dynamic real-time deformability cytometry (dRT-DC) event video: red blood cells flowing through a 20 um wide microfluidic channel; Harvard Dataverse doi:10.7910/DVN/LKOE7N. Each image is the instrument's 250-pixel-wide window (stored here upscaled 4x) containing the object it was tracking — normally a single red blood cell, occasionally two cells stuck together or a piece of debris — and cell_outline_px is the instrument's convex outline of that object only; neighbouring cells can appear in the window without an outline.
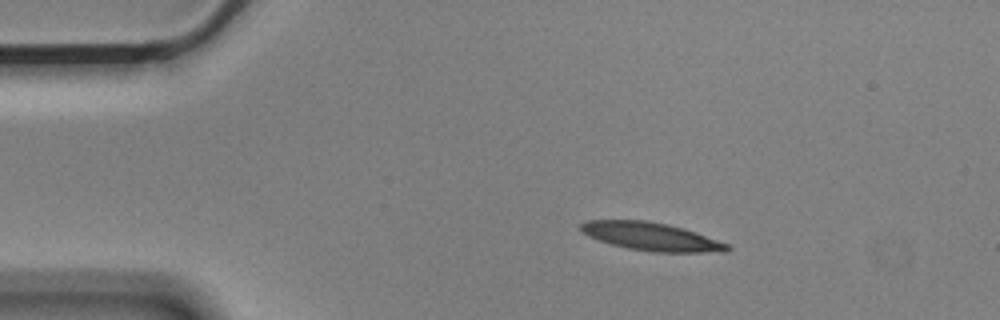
{"species": "Egyptian fruit bat (a non-hibernating species)", "species_latin": "Rousettus aegyptiacus", "temperature_condition": "cold", "stored_images_in_passage": 4, "camera_frame_rate_fps": 3000, "um_per_image_px": 0.085, "animal": {"sex": "male"}, "frame": {"image": 1, "passage_image": 1, "time_ms": 0.0, "image_size_px": [1000, 320], "cell_outline_px": [[732, 248], [724, 252], [652, 252], [628, 248], [612, 244], [588, 236], [580, 232], [580, 224], [588, 220], [644, 220], [668, 224], [684, 228], [696, 232], [728, 244]], "centroid_in_image_um": [55.35, 20.1], "position_along_channel_um": 29.6, "area_um2": 23.93}}
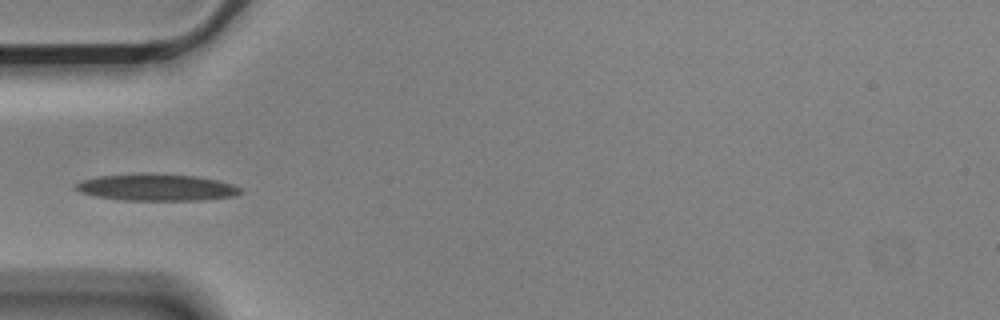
{"frame": {"image": 2, "passage_image": 3, "time_ms": 0.667, "image_size_px": [1000, 320], "cell_outline_px": [[244, 192], [232, 196], [200, 200], [124, 200], [92, 196], [80, 192], [72, 188], [76, 184], [84, 180], [100, 176], [140, 172], [196, 176], [216, 180], [232, 184], [240, 188]], "centroid_in_image_um": [13.26, 15.92], "position_along_channel_um": 71.7, "area_um2": 25.84}}
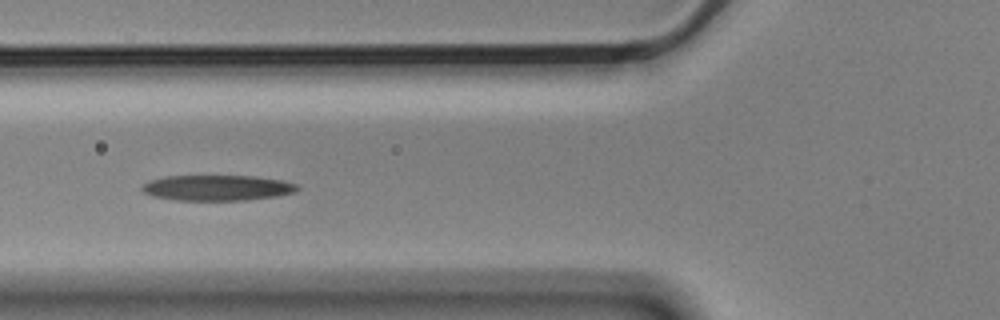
{"frame": {"image": 3, "passage_image": 4, "time_ms": 1.0, "image_size_px": [1000, 320], "cell_outline_px": [[300, 188], [296, 192], [276, 196], [248, 200], [176, 200], [152, 196], [144, 192], [140, 188], [148, 180], [164, 176], [252, 176], [280, 180], [296, 184]], "centroid_in_image_um": [18.44, 15.96], "position_along_channel_um": 107.4, "area_um2": 23.12}}